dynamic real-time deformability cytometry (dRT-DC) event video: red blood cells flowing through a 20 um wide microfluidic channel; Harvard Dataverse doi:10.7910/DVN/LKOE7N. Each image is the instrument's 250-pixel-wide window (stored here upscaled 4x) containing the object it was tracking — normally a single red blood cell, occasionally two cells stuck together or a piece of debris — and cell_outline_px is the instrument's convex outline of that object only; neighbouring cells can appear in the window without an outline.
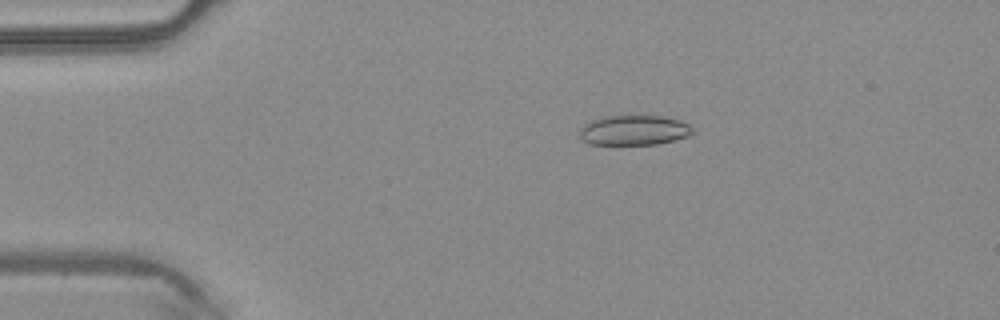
{"species": "common noctule bat (a hibernating species)", "species_latin": "Nyctalus noctula", "temperature_condition": "warm", "stored_images_in_passage": 2, "camera_frame_rate_fps": 3000, "um_per_image_px": 0.085, "animal": {"sex": "male", "body_mass_g": 20.4}, "frame": {"image": 1, "passage_image": 2, "time_ms": 0.333, "image_size_px": [1000, 320], "cell_outline_px": [[696, 132], [688, 136], [656, 144], [588, 144], [580, 140], [580, 128], [588, 120], [604, 116], [664, 116], [680, 120], [688, 124]], "centroid_in_image_um": [53.85, 11.06], "position_along_channel_um": 31.1, "area_um2": 19.88}}